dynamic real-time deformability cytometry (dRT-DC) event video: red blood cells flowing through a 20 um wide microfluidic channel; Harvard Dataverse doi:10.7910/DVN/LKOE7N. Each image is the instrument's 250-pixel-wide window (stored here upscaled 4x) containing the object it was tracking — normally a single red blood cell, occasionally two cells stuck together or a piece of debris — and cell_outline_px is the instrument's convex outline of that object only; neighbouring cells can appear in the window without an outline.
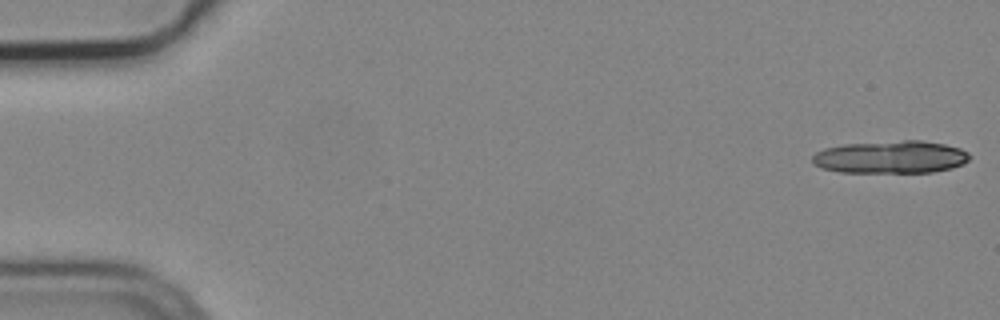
{"species": "common noctule bat (a hibernating species)", "species_latin": "Nyctalus noctula", "temperature_condition": "cold", "stored_images_in_passage": 7, "segment_of_instrument_passage": [1, 2], "camera_frame_rate_fps": 3000, "um_per_image_px": 0.085, "animal": {"sex": "male", "body_mass_g": 19.2, "forearm_length_mm": 51.8}, "frame": {"image": 1, "passage_image": 1, "time_ms": 0.0, "image_size_px": [1000, 320], "cell_outline_px": [[972, 156], [964, 164], [952, 168], [932, 172], [840, 172], [820, 168], [812, 160], [812, 156], [816, 152], [824, 148], [844, 144], [904, 140], [920, 140], [944, 144], [960, 148], [968, 152]], "centroid_in_image_um": [75.73, 13.35], "position_along_channel_um": 9.3, "area_um2": 30.0}}